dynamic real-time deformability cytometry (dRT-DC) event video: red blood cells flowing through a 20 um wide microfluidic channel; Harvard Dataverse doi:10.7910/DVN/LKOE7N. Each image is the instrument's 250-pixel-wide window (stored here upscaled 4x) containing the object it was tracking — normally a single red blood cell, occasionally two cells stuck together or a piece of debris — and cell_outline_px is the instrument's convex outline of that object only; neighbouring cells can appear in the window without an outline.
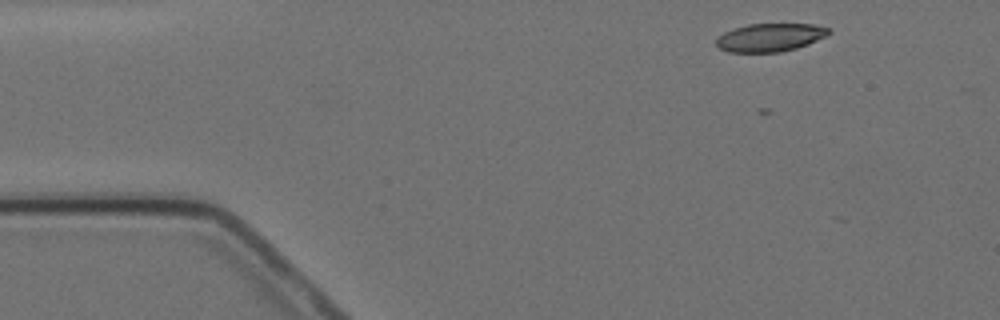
{"species": "Egyptian fruit bat (a non-hibernating species)", "species_latin": "Rousettus aegyptiacus", "temperature_condition": "cold", "stored_images_in_passage": 4, "camera_frame_rate_fps": 3000, "um_per_image_px": 0.085, "animal": {"sex": "female"}, "frame": {"image": 1, "passage_image": 1, "time_ms": 0.0, "image_size_px": [1000, 320], "cell_outline_px": [[832, 32], [828, 36], [808, 44], [796, 48], [780, 52], [728, 52], [720, 48], [716, 44], [716, 40], [724, 32], [748, 24], [816, 24], [828, 28]], "centroid_in_image_um": [65.5, 3.18], "position_along_channel_um": 19.5, "area_um2": 18.44}}